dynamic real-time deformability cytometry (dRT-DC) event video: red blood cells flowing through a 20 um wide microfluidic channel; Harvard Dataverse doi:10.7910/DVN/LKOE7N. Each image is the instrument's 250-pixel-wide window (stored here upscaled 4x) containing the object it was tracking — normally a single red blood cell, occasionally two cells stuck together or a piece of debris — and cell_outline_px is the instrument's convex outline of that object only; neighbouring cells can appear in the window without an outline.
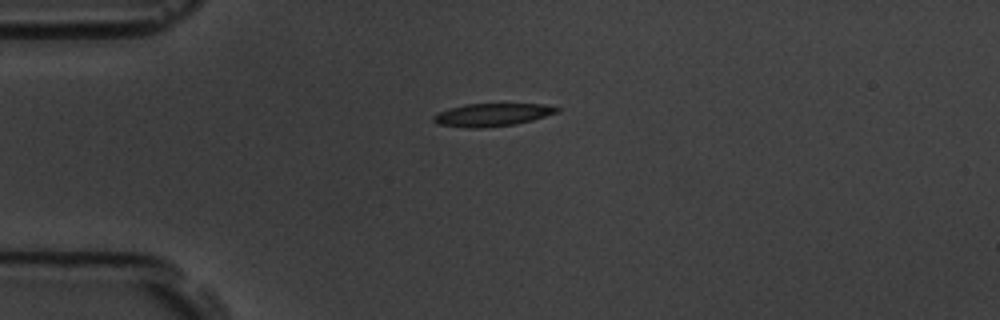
{"species": "common noctule bat (a hibernating species)", "species_latin": "Nyctalus noctula", "temperature_condition": "room temperature", "stored_images_in_passage": 12, "camera_frame_rate_fps": 3000, "um_per_image_px": 0.085, "animal": {"sex": "male", "body_mass_g": 19.5, "forearm_length_mm": 54.6}, "frame": {"image": 1, "passage_image": 1, "time_ms": 0.0, "image_size_px": [1000, 320], "cell_outline_px": [[560, 112], [532, 120], [516, 124], [484, 128], [468, 128], [436, 124], [432, 120], [432, 116], [440, 112], [452, 108], [468, 104], [544, 104], [560, 108]], "centroid_in_image_um": [41.85, 9.77], "position_along_channel_um": 43.1, "area_um2": 16.42}}
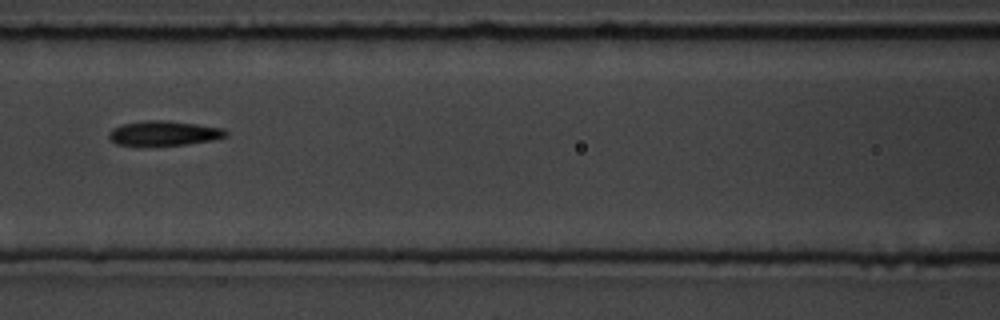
{"frame": {"image": 2, "passage_image": 4, "time_ms": 1.0, "image_size_px": [1000, 320], "cell_outline_px": [[228, 136], [212, 140], [184, 144], [116, 144], [108, 136], [112, 128], [124, 124], [144, 120], [164, 120], [196, 124], [224, 128], [228, 132]], "centroid_in_image_um": [13.98, 11.3], "position_along_channel_um": 152.6, "area_um2": 16.36}}
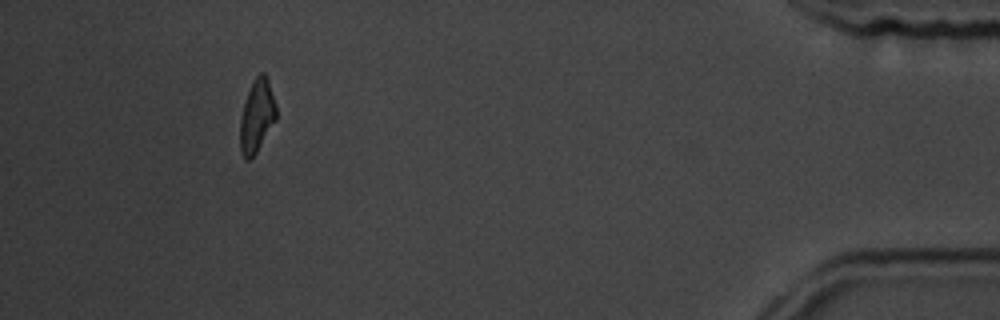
{"frame": {"image": 3, "passage_image": 11, "time_ms": 3.333, "image_size_px": [1000, 320], "cell_outline_px": [[276, 120], [256, 152], [248, 160], [244, 160], [240, 148], [240, 120], [244, 100], [252, 80], [260, 72], [264, 72], [268, 80], [276, 104]], "centroid_in_image_um": [21.82, 9.82], "position_along_channel_um": 413.4, "area_um2": 15.37}}